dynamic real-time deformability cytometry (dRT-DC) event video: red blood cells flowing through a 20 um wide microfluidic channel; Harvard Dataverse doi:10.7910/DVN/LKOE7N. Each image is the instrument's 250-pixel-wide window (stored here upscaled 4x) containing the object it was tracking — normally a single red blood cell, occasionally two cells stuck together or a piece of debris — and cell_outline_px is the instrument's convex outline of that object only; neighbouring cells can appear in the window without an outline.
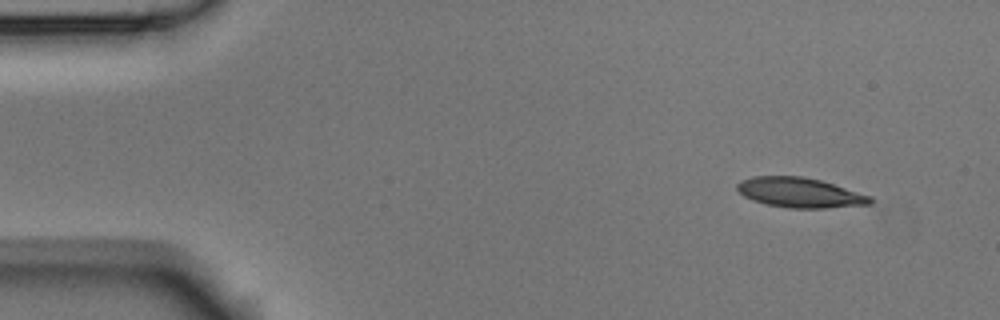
{"species": "Egyptian fruit bat (a non-hibernating species)", "species_latin": "Rousettus aegyptiacus", "temperature_condition": "room temperature", "stored_images_in_passage": 4, "camera_frame_rate_fps": 3000, "um_per_image_px": 0.085, "animal": {"sex": "male"}, "frame": {"image": 1, "passage_image": 1, "time_ms": 0.0, "image_size_px": [1000, 320], "cell_outline_px": [[872, 204], [824, 208], [788, 208], [768, 204], [752, 200], [744, 196], [736, 188], [736, 184], [740, 180], [752, 176], [804, 176], [820, 180], [872, 196]], "centroid_in_image_um": [67.97, 16.37], "position_along_channel_um": 17.0, "area_um2": 23.18}}
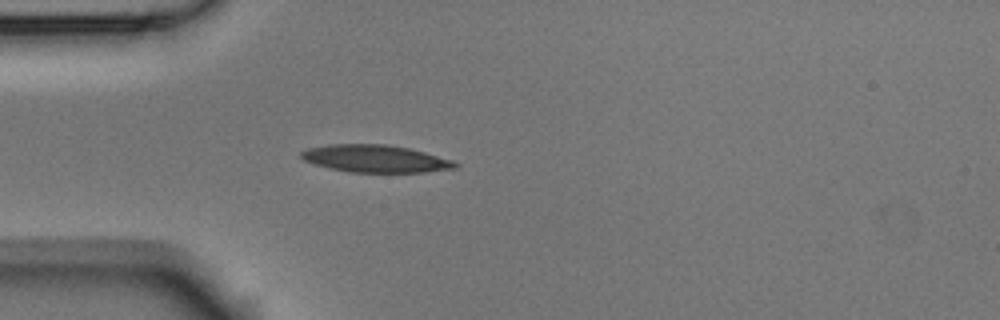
{"frame": {"image": 2, "passage_image": 4, "time_ms": 1.0, "image_size_px": [1000, 320], "cell_outline_px": [[460, 164], [456, 168], [424, 172], [348, 172], [328, 168], [304, 160], [300, 156], [300, 152], [308, 148], [328, 144], [388, 144], [408, 148], [424, 152], [452, 160]], "centroid_in_image_um": [31.89, 13.48], "position_along_channel_um": 53.1, "area_um2": 24.57}}